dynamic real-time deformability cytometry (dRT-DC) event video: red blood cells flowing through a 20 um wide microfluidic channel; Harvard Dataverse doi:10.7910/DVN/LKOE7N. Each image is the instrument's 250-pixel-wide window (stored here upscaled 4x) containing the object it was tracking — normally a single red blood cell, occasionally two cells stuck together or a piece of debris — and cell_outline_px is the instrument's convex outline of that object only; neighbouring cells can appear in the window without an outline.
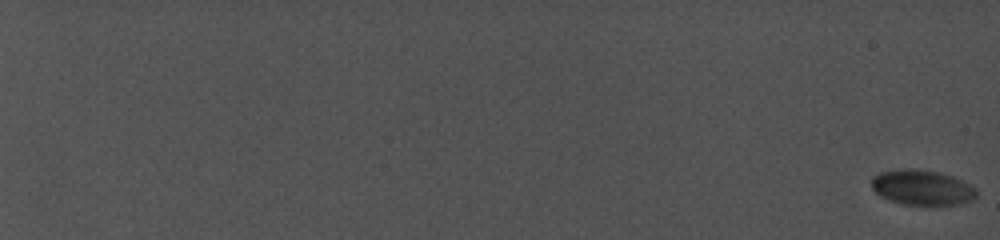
{"species": "common noctule bat (a hibernating species)", "species_latin": "Nyctalus noctula", "temperature_condition": "cold", "stored_images_in_passage": 26, "camera_frame_rate_fps": 5000, "um_per_image_px": 0.085, "animal": {"sex": "female", "body_mass_g": 19.0, "forearm_length_mm": 56.7}, "frame": {"image": 1, "passage_image": 1, "time_ms": 0.0, "image_size_px": [1000, 240], "cell_outline_px": [[976, 196], [972, 200], [960, 204], [904, 204], [888, 200], [880, 196], [872, 188], [872, 176], [880, 172], [904, 168], [912, 168], [936, 172], [952, 176], [976, 188]], "centroid_in_image_um": [78.34, 15.93], "position_along_channel_um": 6.7, "area_um2": 21.27}}
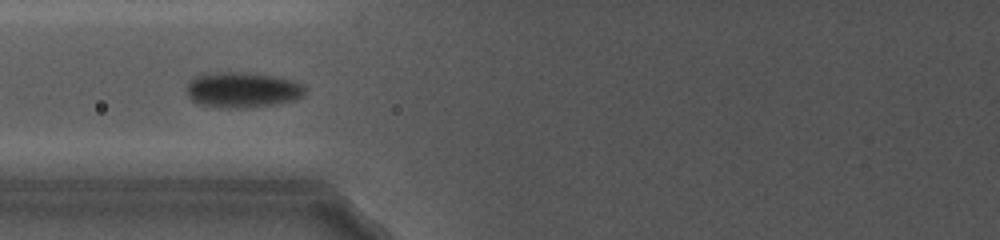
{"frame": {"image": 2, "passage_image": 13, "time_ms": 11.4, "image_size_px": [1000, 240], "cell_outline_px": [[304, 96], [296, 100], [272, 104], [244, 108], [228, 108], [200, 104], [192, 100], [188, 96], [188, 80], [196, 76], [208, 72], [248, 72], [296, 80], [304, 88]], "centroid_in_image_um": [20.6, 7.62], "position_along_channel_um": 105.2, "area_um2": 24.51}}
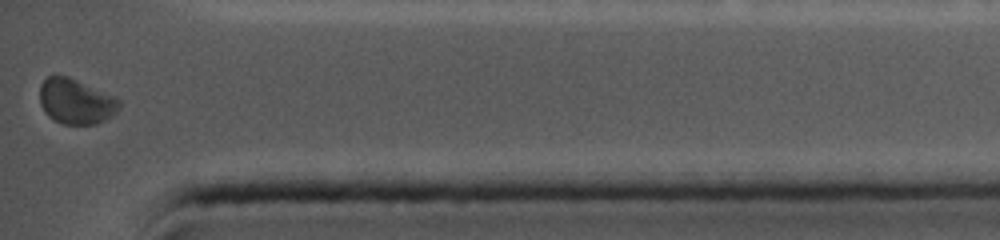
{"frame": {"image": 3, "passage_image": 26, "time_ms": 19.8, "image_size_px": [1000, 240], "cell_outline_px": [[120, 108], [112, 116], [96, 124], [64, 124], [48, 116], [44, 112], [40, 104], [40, 84], [48, 76], [68, 76], [112, 96], [120, 100]], "centroid_in_image_um": [6.43, 8.63], "position_along_channel_um": 428.8, "area_um2": 20.69}, "authors_computed_cell_mechanics": {"area_um2": 21.4727, "velocity_mm_per_s": 3.8796, "shape_relaxation_time_tau1_ms": 2.0538, "shape_relaxation_time_tau2_ms": null, "deformation_change_tau1": 0.0244, "deformation_change_tau2": null}}